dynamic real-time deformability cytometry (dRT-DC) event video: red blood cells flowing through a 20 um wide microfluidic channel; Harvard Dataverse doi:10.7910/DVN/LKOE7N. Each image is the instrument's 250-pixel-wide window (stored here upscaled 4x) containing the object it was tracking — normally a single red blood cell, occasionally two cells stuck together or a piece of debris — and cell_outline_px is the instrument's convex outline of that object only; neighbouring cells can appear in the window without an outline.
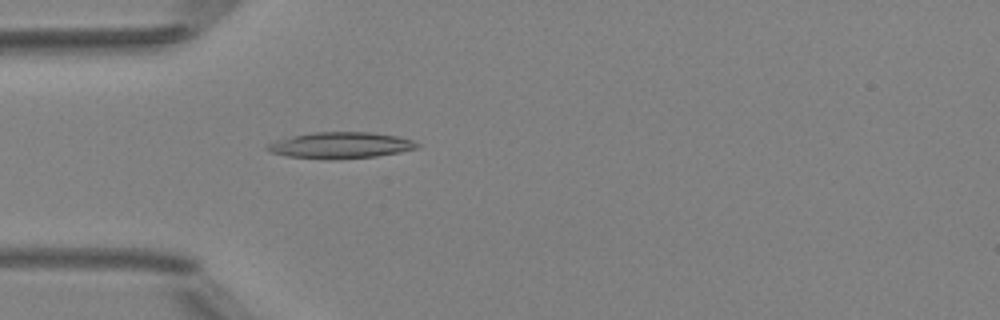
{"species": "Egyptian fruit bat (a non-hibernating species)", "species_latin": "Rousettus aegyptiacus", "temperature_condition": "room temperature", "stored_images_in_passage": 5, "camera_frame_rate_fps": 3000, "um_per_image_px": 0.085, "animal": {"sex": "female"}, "frame": {"image": 1, "passage_image": 5, "time_ms": 4.667, "image_size_px": [1000, 320], "cell_outline_px": [[420, 144], [416, 148], [400, 152], [376, 156], [336, 160], [324, 160], [288, 156], [272, 152], [264, 148], [268, 144], [276, 140], [292, 136], [316, 132], [368, 132], [396, 136], [412, 140]], "centroid_in_image_um": [28.93, 12.36], "position_along_channel_um": 56.1, "area_um2": 22.89}}